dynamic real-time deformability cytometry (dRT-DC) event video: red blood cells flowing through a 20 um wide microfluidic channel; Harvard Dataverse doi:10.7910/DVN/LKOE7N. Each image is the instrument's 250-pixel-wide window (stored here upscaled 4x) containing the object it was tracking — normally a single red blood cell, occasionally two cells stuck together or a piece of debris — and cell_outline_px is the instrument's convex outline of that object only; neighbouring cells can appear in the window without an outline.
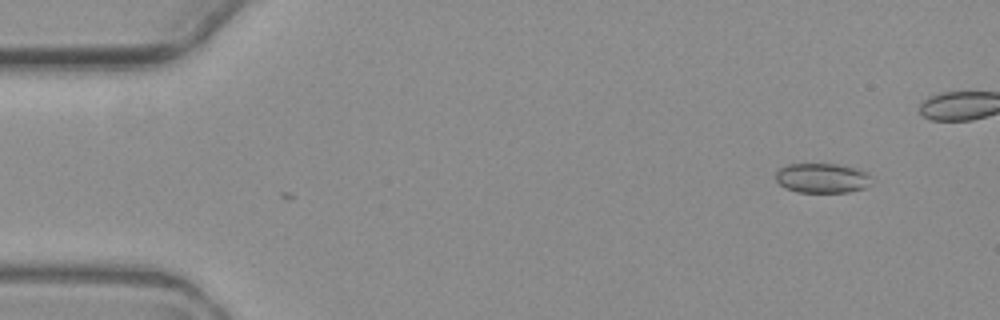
{"species": "common noctule bat (a hibernating species)", "species_latin": "Nyctalus noctula", "temperature_condition": "warm", "stored_images_in_passage": 2, "camera_frame_rate_fps": 3000, "um_per_image_px": 0.085, "animal": {"sex": "female", "body_mass_g": 19.3, "forearm_length_mm": 54.1}, "frame": {"image": 1, "passage_image": 2, "time_ms": 1.333, "image_size_px": [1000, 320], "cell_outline_px": [[872, 184], [864, 188], [848, 192], [796, 192], [784, 188], [776, 180], [776, 172], [780, 168], [788, 164], [836, 164], [856, 168], [868, 172], [872, 176]], "centroid_in_image_um": [69.92, 15.14], "position_along_channel_um": 15.1, "area_um2": 16.82}}